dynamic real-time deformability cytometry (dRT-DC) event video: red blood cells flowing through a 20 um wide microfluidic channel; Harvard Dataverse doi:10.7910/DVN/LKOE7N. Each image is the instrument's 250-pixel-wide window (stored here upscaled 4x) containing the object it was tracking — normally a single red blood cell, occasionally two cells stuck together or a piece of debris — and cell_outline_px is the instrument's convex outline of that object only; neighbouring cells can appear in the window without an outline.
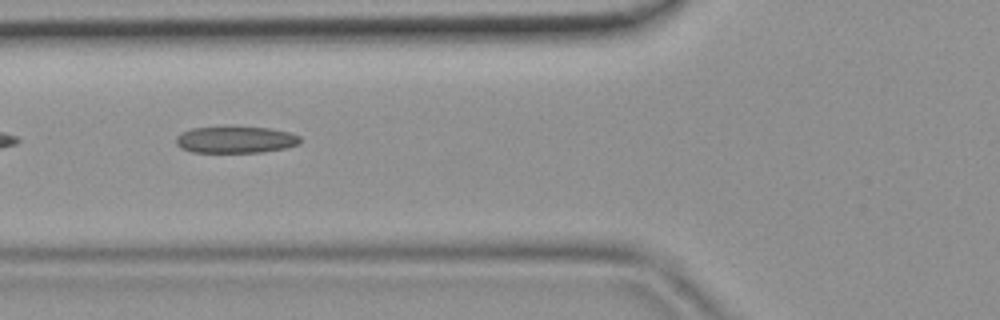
{"species": "common noctule bat (a hibernating species)", "species_latin": "Nyctalus noctula", "temperature_condition": "room temperature", "stored_images_in_passage": 5, "camera_frame_rate_fps": 3000, "um_per_image_px": 0.085, "animal": {"sex": "female", "body_mass_g": 19.9}, "frame": {"image": 1, "passage_image": 5, "time_ms": 1.333, "image_size_px": [1000, 320], "cell_outline_px": [[300, 144], [284, 148], [260, 152], [192, 152], [180, 148], [176, 144], [176, 136], [180, 132], [192, 128], [272, 128], [288, 132], [300, 136]], "centroid_in_image_um": [20.0, 11.89], "position_along_channel_um": 105.8, "area_um2": 19.02}}